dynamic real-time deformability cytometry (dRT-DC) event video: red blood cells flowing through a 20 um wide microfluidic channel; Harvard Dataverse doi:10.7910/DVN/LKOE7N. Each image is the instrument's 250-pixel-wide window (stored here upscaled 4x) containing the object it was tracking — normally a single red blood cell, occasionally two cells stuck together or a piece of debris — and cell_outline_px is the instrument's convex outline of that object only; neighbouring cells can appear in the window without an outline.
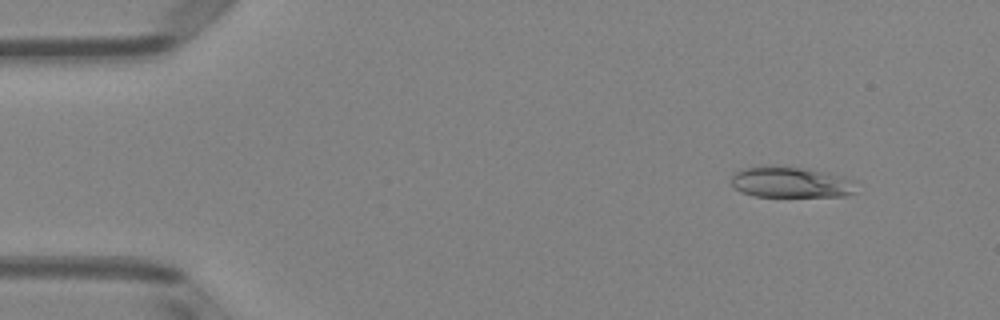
{"species": "Egyptian fruit bat (a non-hibernating species)", "species_latin": "Rousettus aegyptiacus", "temperature_condition": "room temperature", "stored_images_in_passage": 46, "camera_frame_rate_fps": 3000, "um_per_image_px": 0.085, "animal": {"sex": "female"}, "frame": {"image": 1, "passage_image": 1, "time_ms": 0.0, "image_size_px": [1000, 320], "cell_outline_px": [[856, 180], [852, 192], [848, 196], [756, 196], [740, 192], [732, 188], [732, 176], [740, 168], [764, 164], [808, 168], [844, 176]], "centroid_in_image_um": [67.17, 15.46], "position_along_channel_um": 17.8, "area_um2": 23.0}}
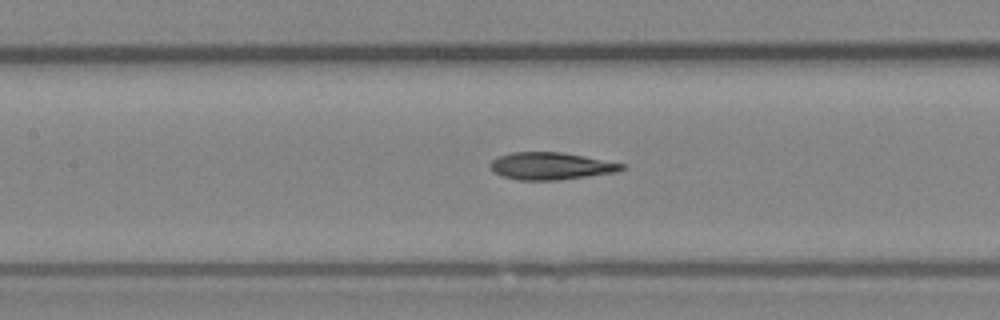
{"frame": {"image": 2, "passage_image": 19, "time_ms": 6.0, "image_size_px": [1000, 320], "cell_outline_px": [[628, 168], [616, 172], [588, 176], [556, 180], [520, 180], [500, 176], [492, 172], [488, 168], [488, 164], [496, 156], [512, 152], [560, 152], [584, 156], [628, 164]], "centroid_in_image_um": [46.8, 14.11], "position_along_channel_um": 160.6, "area_um2": 21.27}}
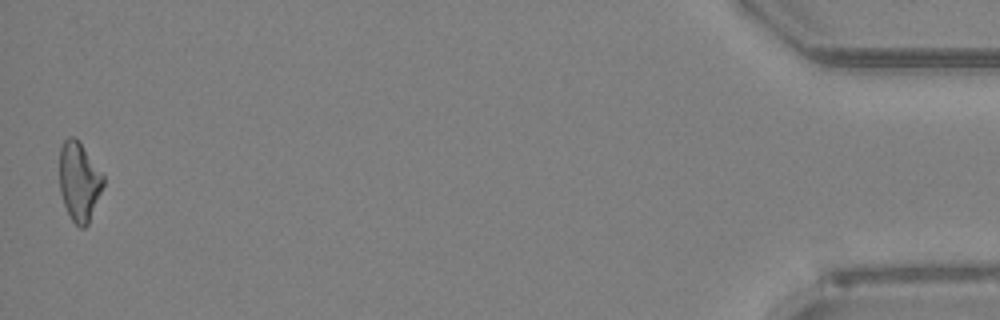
{"frame": {"image": 3, "passage_image": 46, "time_ms": 15.0, "image_size_px": [1000, 320], "cell_outline_px": [[104, 184], [88, 224], [84, 228], [80, 228], [72, 220], [64, 204], [60, 192], [60, 148], [64, 140], [68, 136], [76, 136], [104, 176]], "centroid_in_image_um": [6.72, 15.4], "position_along_channel_um": 428.5, "area_um2": 20.06}, "authors_computed_cell_mechanics": {"area_um2": 21.0392, "velocity_mm_per_s": 4.011, "shape_relaxation_time_tau1_ms": 7.5095, "shape_relaxation_time_tau2_ms": 2.282, "deformation_change_tau1": 0.2198, "deformation_change_tau2": 0.1176}}